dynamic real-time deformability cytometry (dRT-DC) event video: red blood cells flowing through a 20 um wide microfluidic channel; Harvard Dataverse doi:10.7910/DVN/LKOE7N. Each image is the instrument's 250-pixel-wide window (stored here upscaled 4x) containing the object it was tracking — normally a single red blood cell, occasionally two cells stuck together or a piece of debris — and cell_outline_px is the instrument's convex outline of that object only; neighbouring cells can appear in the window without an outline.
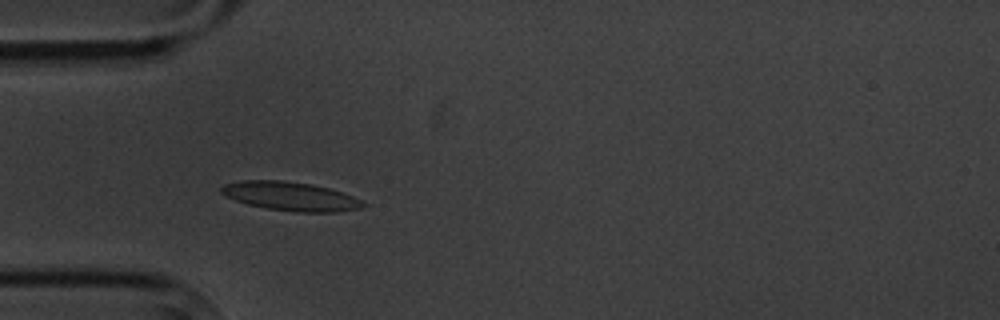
{"species": "common noctule bat (a hibernating species)", "species_latin": "Nyctalus noctula", "temperature_condition": "cold", "stored_images_in_passage": 5, "camera_frame_rate_fps": 3000, "um_per_image_px": 0.085, "animal": {"sex": "male", "body_mass_g": 20.1, "forearm_length_mm": 53.5}, "frame": {"image": 1, "passage_image": 3, "time_ms": 2.333, "image_size_px": [1000, 320], "cell_outline_px": [[368, 204], [360, 208], [336, 212], [296, 212], [268, 208], [248, 204], [224, 196], [220, 192], [220, 188], [224, 184], [244, 180], [284, 180], [312, 184], [328, 188], [352, 196]], "centroid_in_image_um": [24.67, 16.68], "position_along_channel_um": 60.3, "area_um2": 23.7}}
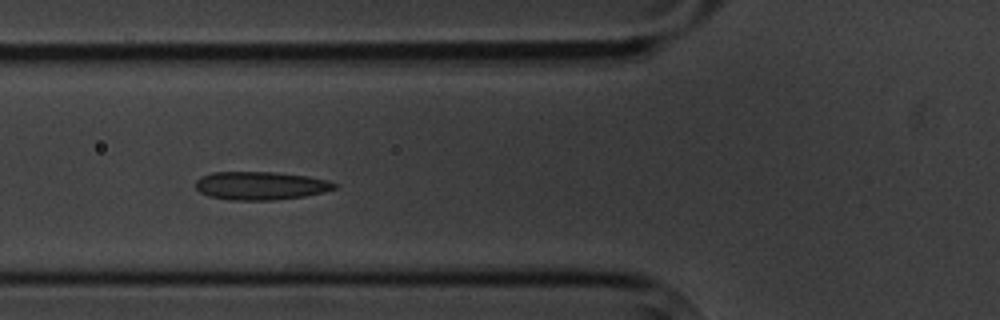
{"frame": {"image": 2, "passage_image": 4, "time_ms": 3.667, "image_size_px": [1000, 320], "cell_outline_px": [[340, 184], [336, 188], [324, 192], [304, 196], [272, 200], [232, 200], [208, 196], [200, 192], [196, 188], [196, 180], [200, 176], [212, 172], [272, 172], [308, 176], [328, 180]], "centroid_in_image_um": [22.16, 15.78], "position_along_channel_um": 103.6, "area_um2": 22.95}}
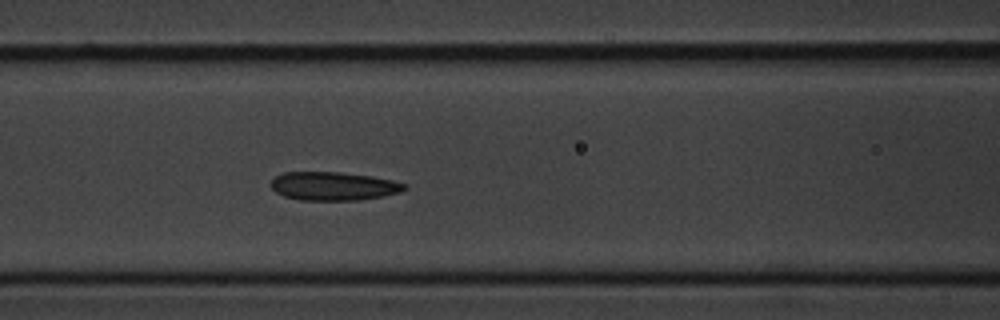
{"frame": {"image": 3, "passage_image": 5, "time_ms": 4.667, "image_size_px": [1000, 320], "cell_outline_px": [[408, 188], [400, 192], [384, 196], [360, 200], [300, 200], [284, 196], [276, 192], [268, 184], [276, 176], [284, 172], [340, 172], [372, 176], [392, 180], [408, 184]], "centroid_in_image_um": [28.36, 15.82], "position_along_channel_um": 138.2, "area_um2": 22.37}}